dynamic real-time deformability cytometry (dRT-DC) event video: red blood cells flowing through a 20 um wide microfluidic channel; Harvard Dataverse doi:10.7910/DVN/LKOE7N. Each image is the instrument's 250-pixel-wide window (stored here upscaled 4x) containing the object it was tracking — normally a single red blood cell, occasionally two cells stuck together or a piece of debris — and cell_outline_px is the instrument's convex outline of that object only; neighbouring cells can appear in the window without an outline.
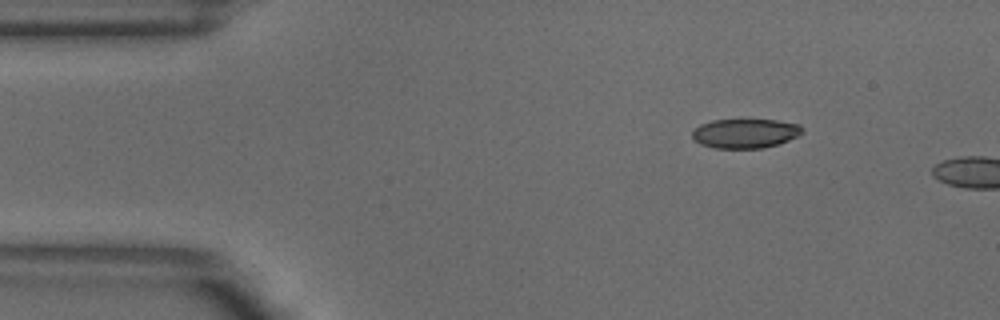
{"species": "common noctule bat (a hibernating species)", "species_latin": "Nyctalus noctula", "temperature_condition": "warm", "stored_images_in_passage": 2, "camera_frame_rate_fps": 3000, "um_per_image_px": 0.085, "animal": {"sex": "male", "body_mass_g": 18.8}, "frame": {"image": 1, "passage_image": 1, "time_ms": 0.0, "image_size_px": [1000, 320], "cell_outline_px": [[804, 132], [788, 140], [764, 148], [716, 148], [700, 144], [692, 140], [692, 128], [700, 124], [712, 120], [744, 116], [776, 120], [800, 124], [804, 128]], "centroid_in_image_um": [63.3, 11.27], "position_along_channel_um": 21.7, "area_um2": 19.88}}